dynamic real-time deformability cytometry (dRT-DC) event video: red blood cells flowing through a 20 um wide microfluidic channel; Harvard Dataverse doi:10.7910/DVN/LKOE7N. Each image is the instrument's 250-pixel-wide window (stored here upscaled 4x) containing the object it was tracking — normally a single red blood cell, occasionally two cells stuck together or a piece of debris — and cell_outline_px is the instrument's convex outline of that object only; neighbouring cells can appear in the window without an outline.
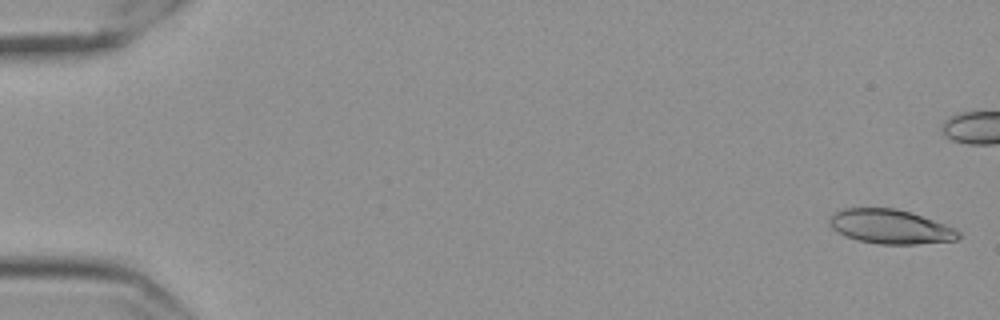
{"species": "Egyptian fruit bat (a non-hibernating species)", "species_latin": "Rousettus aegyptiacus", "temperature_condition": "cold", "stored_images_in_passage": 59, "camera_frame_rate_fps": 3000, "um_per_image_px": 0.085, "frame": {"image": 1, "passage_image": 2, "time_ms": 0.333, "image_size_px": [1000, 320], "cell_outline_px": [[960, 236], [956, 240], [916, 244], [880, 244], [860, 240], [848, 236], [832, 228], [828, 224], [828, 220], [836, 212], [844, 208], [896, 208], [912, 212], [956, 228], [960, 232]], "centroid_in_image_um": [75.72, 19.25], "position_along_channel_um": 9.3, "area_um2": 25.61}}
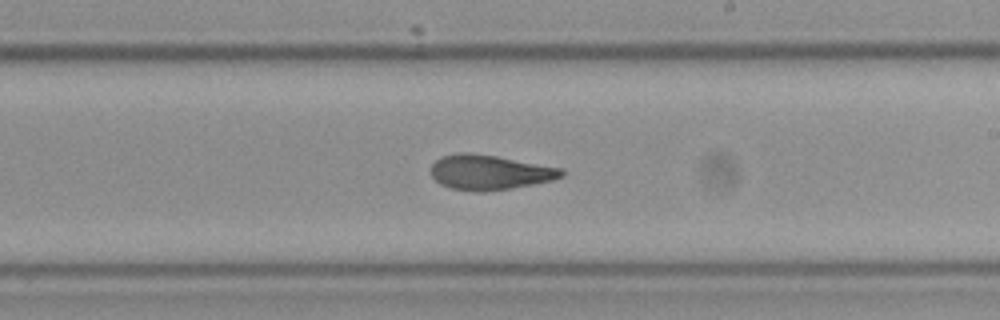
{"frame": {"image": 2, "passage_image": 35, "time_ms": 11.333, "image_size_px": [1000, 320], "cell_outline_px": [[564, 176], [552, 180], [532, 184], [484, 192], [476, 192], [452, 188], [440, 184], [432, 176], [432, 164], [440, 156], [460, 152], [468, 152], [496, 156], [564, 168]], "centroid_in_image_um": [41.62, 14.64], "position_along_channel_um": 247.4, "area_um2": 26.47}}
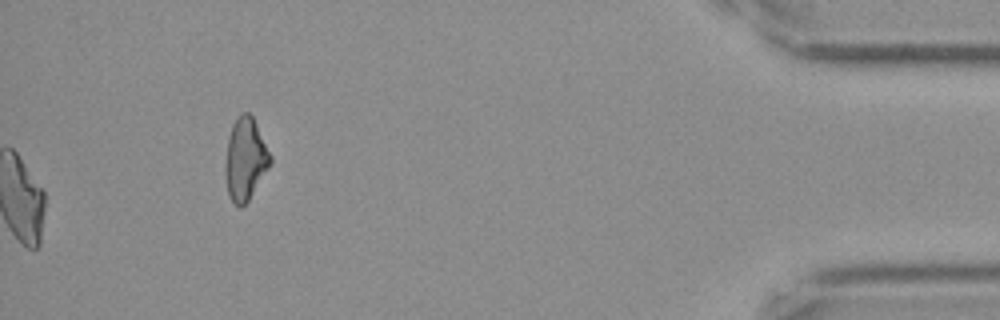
{"frame": {"image": 3, "passage_image": 59, "time_ms": 19.333, "image_size_px": [1000, 320], "cell_outline_px": [[272, 164], [248, 200], [240, 208], [228, 196], [224, 172], [228, 140], [232, 124], [236, 116], [240, 112], [248, 112], [252, 116], [272, 156]], "centroid_in_image_um": [20.85, 13.51], "position_along_channel_um": 414.3, "area_um2": 21.68}, "authors_computed_cell_mechanics": {"area_um2": 26.3568, "velocity_mm_per_s": 3.5361, "shape_relaxation_time_tau1_ms": 7.9565, "shape_relaxation_time_tau2_ms": 2.8496, "deformation_change_tau1": 0.2097, "deformation_change_tau2": 0.1049}}